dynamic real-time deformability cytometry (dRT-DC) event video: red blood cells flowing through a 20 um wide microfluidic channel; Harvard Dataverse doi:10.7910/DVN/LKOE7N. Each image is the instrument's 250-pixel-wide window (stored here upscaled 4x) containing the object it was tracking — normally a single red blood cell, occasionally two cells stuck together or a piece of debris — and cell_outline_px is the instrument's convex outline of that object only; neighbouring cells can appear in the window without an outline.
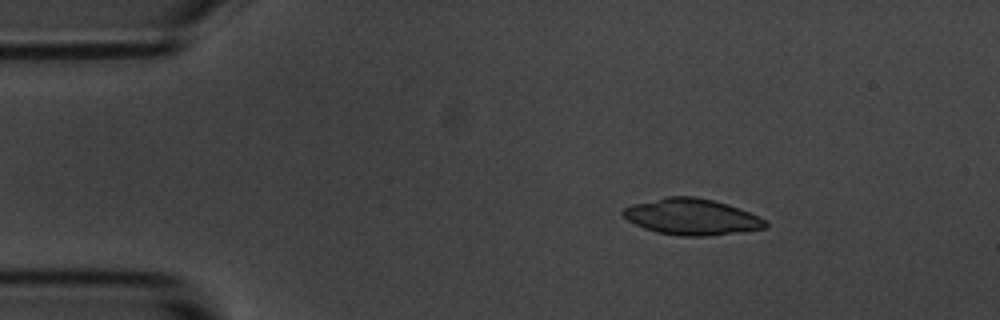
{"species": "common noctule bat (a hibernating species)", "species_latin": "Nyctalus noctula", "temperature_condition": "room temperature", "stored_images_in_passage": 10, "camera_frame_rate_fps": 3000, "um_per_image_px": 0.085, "animal": {"sex": "male", "body_mass_g": 20.1, "forearm_length_mm": 53.5}, "frame": {"image": 1, "passage_image": 4, "time_ms": 1.0, "image_size_px": [1000, 320], "cell_outline_px": [[768, 228], [708, 236], [680, 236], [656, 232], [644, 228], [628, 220], [620, 212], [624, 208], [632, 204], [668, 196], [696, 196], [712, 200], [748, 212], [768, 220]], "centroid_in_image_um": [58.79, 18.43], "position_along_channel_um": 26.2, "area_um2": 29.88}}